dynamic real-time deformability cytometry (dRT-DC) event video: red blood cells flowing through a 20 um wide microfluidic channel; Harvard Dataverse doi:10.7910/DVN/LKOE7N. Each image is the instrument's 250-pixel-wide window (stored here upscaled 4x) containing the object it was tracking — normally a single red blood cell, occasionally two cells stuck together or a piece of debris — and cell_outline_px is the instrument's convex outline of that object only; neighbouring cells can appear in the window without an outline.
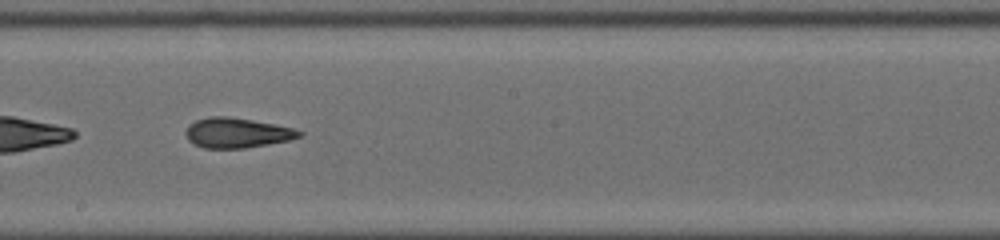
{"species": "common noctule bat (a hibernating species)", "species_latin": "Nyctalus noctula", "temperature_condition": "cold", "stored_images_in_passage": 37, "camera_frame_rate_fps": 3000, "um_per_image_px": 0.085, "animal": {"sex": "male", "body_mass_g": 19.0, "forearm_length_mm": 50.8}, "frame": {"image": 1, "passage_image": 16, "time_ms": 5.0, "image_size_px": [1000, 240], "cell_outline_px": [[304, 136], [288, 140], [268, 144], [244, 148], [204, 148], [192, 144], [188, 140], [184, 132], [188, 124], [196, 120], [212, 116], [228, 116], [252, 120], [292, 128], [304, 132]], "centroid_in_image_um": [20.1, 11.29], "position_along_channel_um": 228.1, "area_um2": 19.88}}
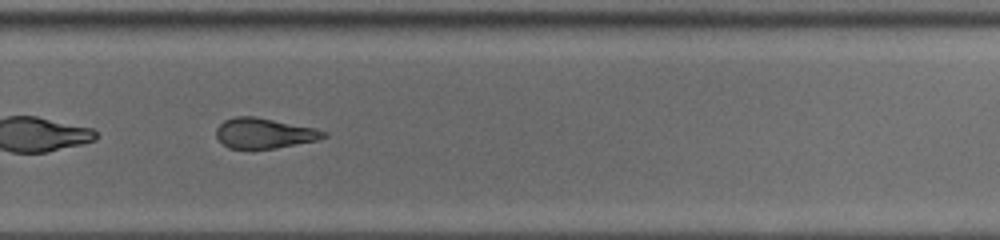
{"frame": {"image": 2, "passage_image": 22, "time_ms": 7.0, "image_size_px": [1000, 240], "cell_outline_px": [[328, 136], [316, 140], [276, 148], [252, 152], [248, 152], [228, 148], [216, 136], [216, 128], [224, 120], [236, 116], [252, 116], [316, 128], [328, 132]], "centroid_in_image_um": [22.42, 11.37], "position_along_channel_um": 307.4, "area_um2": 19.48}, "authors_computed_cell_mechanics": {"area_um2": 20.4034, "velocity_mm_per_s": 3.9647, "shape_relaxation_time_tau1_ms": null, "shape_relaxation_time_tau2_ms": 3.1179, "deformation_change_tau1": null, "deformation_change_tau2": 0.1152}}